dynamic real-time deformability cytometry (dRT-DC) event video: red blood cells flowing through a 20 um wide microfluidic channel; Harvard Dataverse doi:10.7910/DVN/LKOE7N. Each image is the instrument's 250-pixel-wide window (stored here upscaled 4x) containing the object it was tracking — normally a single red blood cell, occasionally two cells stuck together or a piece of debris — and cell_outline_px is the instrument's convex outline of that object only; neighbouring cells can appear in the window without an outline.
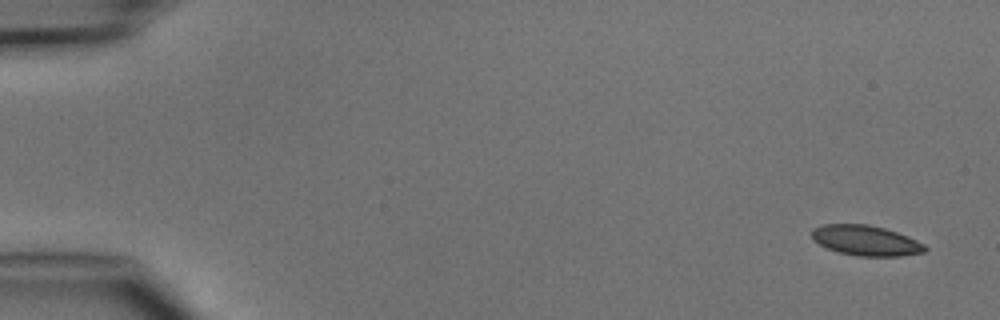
{"species": "common noctule bat (a hibernating species)", "species_latin": "Nyctalus noctula", "temperature_condition": "cold", "stored_images_in_passage": 7, "camera_frame_rate_fps": 3000, "um_per_image_px": 0.085, "animal": {"sex": "male", "body_mass_g": 15.6}, "frame": {"image": 1, "passage_image": 1, "time_ms": 0.0, "image_size_px": [1000, 320], "cell_outline_px": [[928, 248], [924, 252], [900, 256], [856, 256], [840, 252], [828, 248], [812, 240], [812, 228], [820, 224], [868, 224], [884, 228], [908, 236], [924, 244]], "centroid_in_image_um": [73.58, 20.43], "position_along_channel_um": 11.4, "area_um2": 19.94}}
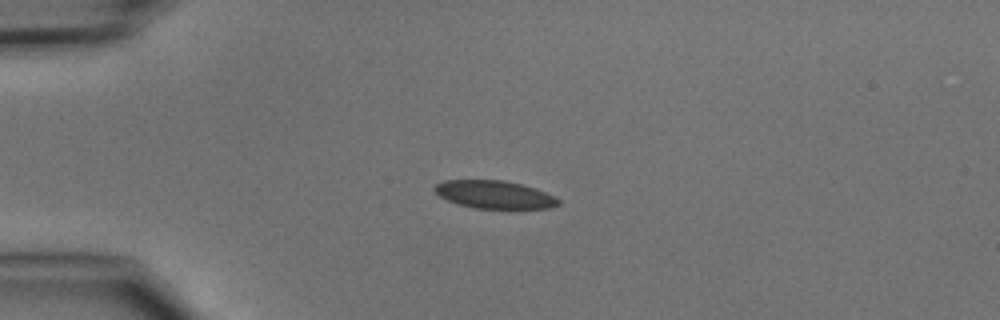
{"frame": {"image": 2, "passage_image": 4, "time_ms": 3.333, "image_size_px": [1000, 320], "cell_outline_px": [[560, 204], [548, 208], [476, 208], [460, 204], [448, 200], [440, 196], [432, 188], [436, 184], [444, 180], [504, 180], [536, 188], [560, 200]], "centroid_in_image_um": [42.01, 16.53], "position_along_channel_um": 43.0, "area_um2": 19.83}}